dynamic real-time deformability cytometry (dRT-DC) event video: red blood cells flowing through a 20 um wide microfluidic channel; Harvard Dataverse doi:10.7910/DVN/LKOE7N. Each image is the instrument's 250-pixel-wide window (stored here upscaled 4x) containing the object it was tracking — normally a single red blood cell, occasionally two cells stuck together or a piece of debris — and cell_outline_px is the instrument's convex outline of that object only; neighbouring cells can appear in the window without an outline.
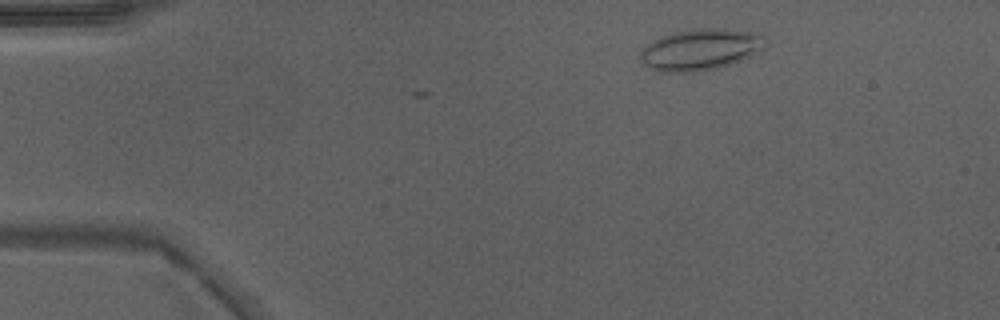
{"species": "Egyptian fruit bat (a non-hibernating species)", "species_latin": "Rousettus aegyptiacus", "temperature_condition": "warm", "stored_images_in_passage": 5, "camera_frame_rate_fps": 3000, "um_per_image_px": 0.085, "animal": {"sex": "male"}, "frame": {"image": 1, "passage_image": 5, "time_ms": 1.333, "image_size_px": [1000, 320], "cell_outline_px": [[768, 40], [764, 48], [752, 56], [716, 68], [696, 72], [660, 72], [644, 64], [640, 60], [640, 52], [652, 40], [660, 36], [692, 28], [724, 28], [760, 32]], "centroid_in_image_um": [59.59, 4.19], "position_along_channel_um": 25.4, "area_um2": 30.46}}